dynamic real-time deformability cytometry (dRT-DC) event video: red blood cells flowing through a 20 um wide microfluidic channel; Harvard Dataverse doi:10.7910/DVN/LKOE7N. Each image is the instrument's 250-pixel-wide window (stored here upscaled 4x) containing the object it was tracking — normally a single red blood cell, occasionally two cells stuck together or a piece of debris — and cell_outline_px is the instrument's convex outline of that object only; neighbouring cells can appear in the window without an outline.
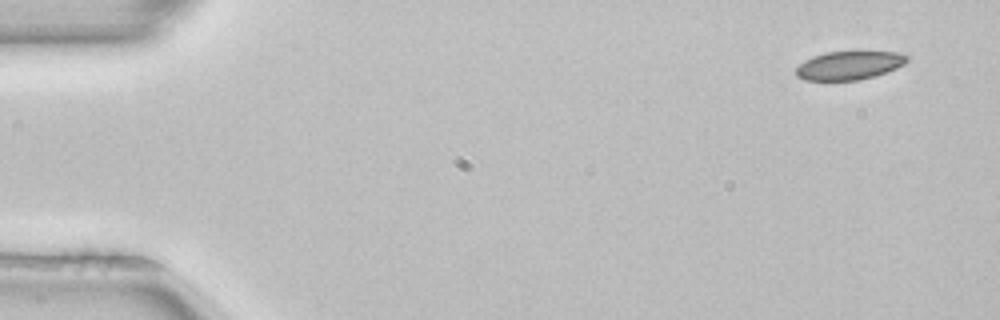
{"species": "common noctule bat (a hibernating species)", "species_latin": "Nyctalus noctula", "temperature_condition": "room temperature", "stored_images_in_passage": 35, "camera_frame_rate_fps": 3000, "um_per_image_px": 0.085, "animal": {"sex": "female", "body_mass_g": 22.7, "forearm_length_mm": 54.2}, "frame": {"image": 1, "passage_image": 2, "time_ms": 0.333, "image_size_px": [1000, 320], "cell_outline_px": [[908, 60], [904, 64], [896, 68], [860, 80], [804, 80], [796, 76], [796, 68], [804, 60], [812, 56], [828, 52], [896, 52], [908, 56]], "centroid_in_image_um": [72.14, 5.56], "position_along_channel_um": 12.9, "area_um2": 18.21}}
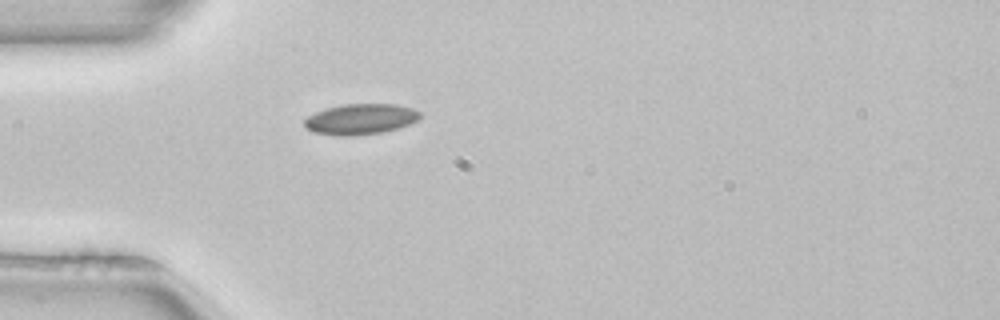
{"frame": {"image": 2, "passage_image": 14, "time_ms": 4.333, "image_size_px": [1000, 320], "cell_outline_px": [[420, 120], [384, 132], [352, 136], [340, 136], [312, 132], [304, 124], [304, 120], [308, 116], [316, 112], [328, 108], [344, 104], [396, 104], [412, 108], [420, 112]], "centroid_in_image_um": [30.66, 10.13], "position_along_channel_um": 54.3, "area_um2": 20.58}}